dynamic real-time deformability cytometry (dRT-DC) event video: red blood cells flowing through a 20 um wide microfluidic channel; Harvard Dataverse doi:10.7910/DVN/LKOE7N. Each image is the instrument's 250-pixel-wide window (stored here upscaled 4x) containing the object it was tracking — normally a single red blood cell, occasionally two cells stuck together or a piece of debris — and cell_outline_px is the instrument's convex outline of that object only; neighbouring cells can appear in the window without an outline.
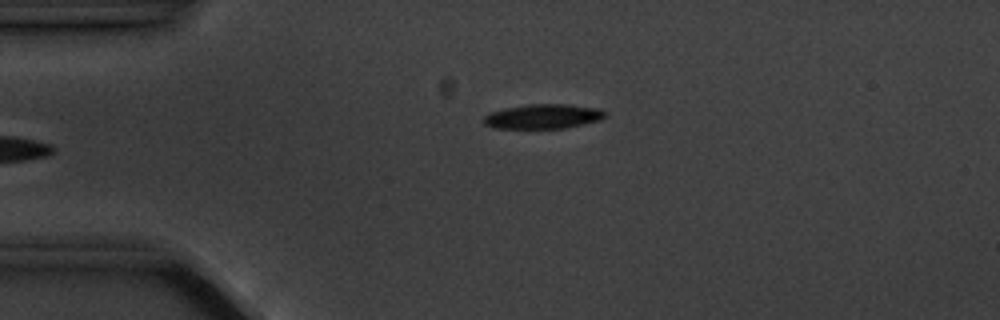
{"species": "common noctule bat (a hibernating species)", "species_latin": "Nyctalus noctula", "temperature_condition": "cold", "stored_images_in_passage": 4, "camera_frame_rate_fps": 3000, "um_per_image_px": 0.085, "animal": {"sex": "male", "body_mass_g": 20.1, "forearm_length_mm": 53.5}, "frame": {"image": 1, "passage_image": 4, "time_ms": 3.667, "image_size_px": [1000, 320], "cell_outline_px": [[608, 116], [600, 120], [564, 128], [492, 128], [484, 124], [480, 120], [484, 116], [492, 112], [508, 108], [528, 104], [568, 104], [600, 108], [608, 112]], "centroid_in_image_um": [46.2, 9.89], "position_along_channel_um": 38.8, "area_um2": 17.51}}